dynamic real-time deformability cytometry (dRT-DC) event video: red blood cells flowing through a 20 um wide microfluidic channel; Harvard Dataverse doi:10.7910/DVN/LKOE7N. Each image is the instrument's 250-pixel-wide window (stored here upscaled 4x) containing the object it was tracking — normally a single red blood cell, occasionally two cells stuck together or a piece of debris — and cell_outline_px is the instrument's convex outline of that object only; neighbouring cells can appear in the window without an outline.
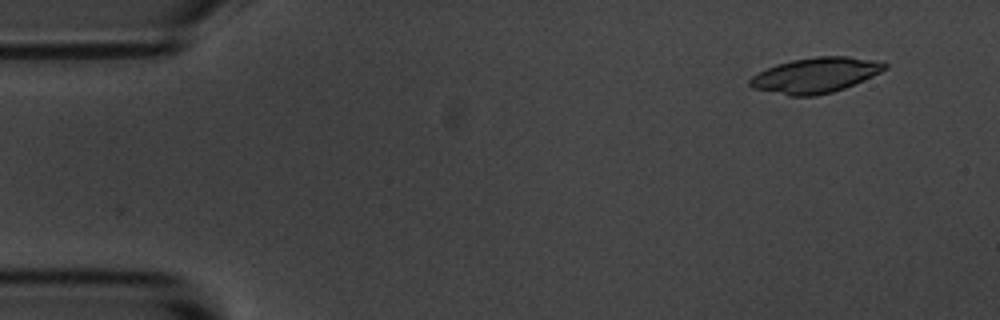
{"species": "common noctule bat (a hibernating species)", "species_latin": "Nyctalus noctula", "temperature_condition": "room temperature", "stored_images_in_passage": 51, "camera_frame_rate_fps": 3000, "um_per_image_px": 0.085, "animal": {"sex": "male", "body_mass_g": 20.1, "forearm_length_mm": 53.5}, "frame": {"image": 1, "passage_image": 1, "time_ms": 0.0, "image_size_px": [1000, 320], "cell_outline_px": [[888, 68], [864, 80], [844, 88], [832, 92], [816, 96], [788, 96], [752, 88], [748, 84], [748, 80], [752, 76], [776, 64], [792, 60], [816, 56], [848, 56], [876, 60], [888, 64]], "centroid_in_image_um": [69.31, 6.39], "position_along_channel_um": 15.7, "area_um2": 27.8}}
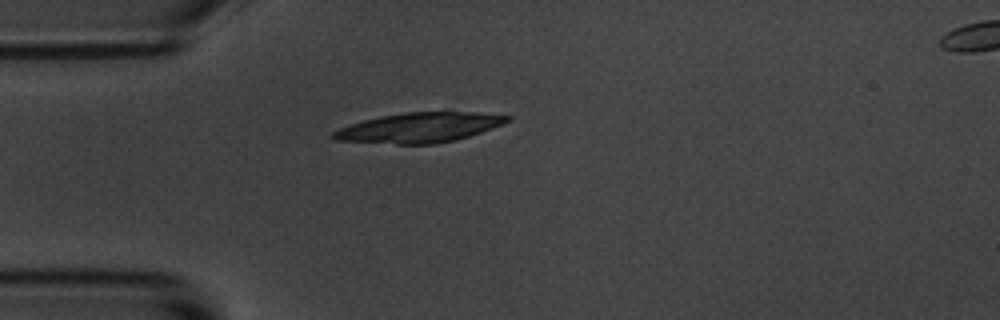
{"frame": {"image": 2, "passage_image": 11, "time_ms": 3.333, "image_size_px": [1000, 320], "cell_outline_px": [[512, 120], [492, 128], [456, 140], [436, 144], [396, 144], [336, 140], [328, 136], [332, 132], [340, 128], [364, 120], [380, 116], [408, 112], [476, 112], [512, 116]], "centroid_in_image_um": [35.65, 10.85], "position_along_channel_um": 49.3, "area_um2": 30.17}}
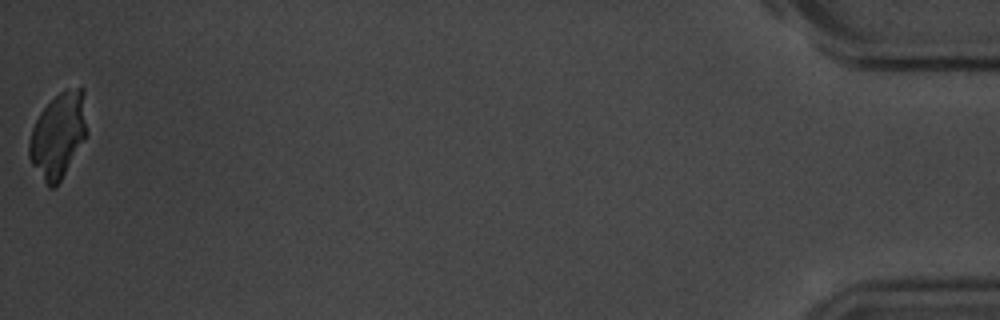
{"frame": {"image": 3, "passage_image": 51, "time_ms": 16.667, "image_size_px": [1000, 320], "cell_outline_px": [[88, 132], [84, 140], [56, 188], [48, 188], [32, 164], [28, 156], [28, 144], [32, 128], [40, 112], [64, 88], [84, 88]], "centroid_in_image_um": [4.96, 11.49], "position_along_channel_um": 430.2, "area_um2": 28.84}}